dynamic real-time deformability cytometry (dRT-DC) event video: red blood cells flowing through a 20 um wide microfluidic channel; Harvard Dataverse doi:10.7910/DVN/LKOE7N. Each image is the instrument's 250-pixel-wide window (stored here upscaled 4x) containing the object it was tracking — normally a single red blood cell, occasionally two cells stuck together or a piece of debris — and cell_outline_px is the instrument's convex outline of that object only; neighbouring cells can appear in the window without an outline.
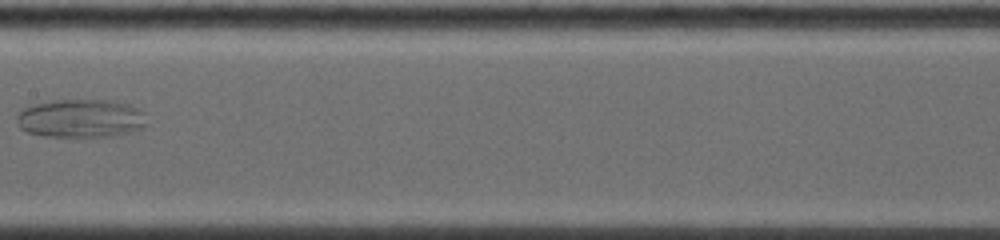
{"species": "common noctule bat (a hibernating species)", "species_latin": "Nyctalus noctula", "temperature_condition": "warm", "stored_images_in_passage": 15, "camera_frame_rate_fps": 5000, "um_per_image_px": 0.085, "animal": {"sex": "female", "body_mass_g": 19.0, "forearm_length_mm": 53.3}, "frame": {"image": 1, "passage_image": 7, "time_ms": 4.6, "image_size_px": [1000, 240], "cell_outline_px": [[140, 124], [116, 132], [80, 136], [56, 136], [28, 132], [20, 124], [20, 112], [24, 108], [36, 104], [52, 100], [116, 100], [128, 104], [136, 108], [140, 112]], "centroid_in_image_um": [6.71, 9.99], "position_along_channel_um": 200.7, "area_um2": 26.59}}